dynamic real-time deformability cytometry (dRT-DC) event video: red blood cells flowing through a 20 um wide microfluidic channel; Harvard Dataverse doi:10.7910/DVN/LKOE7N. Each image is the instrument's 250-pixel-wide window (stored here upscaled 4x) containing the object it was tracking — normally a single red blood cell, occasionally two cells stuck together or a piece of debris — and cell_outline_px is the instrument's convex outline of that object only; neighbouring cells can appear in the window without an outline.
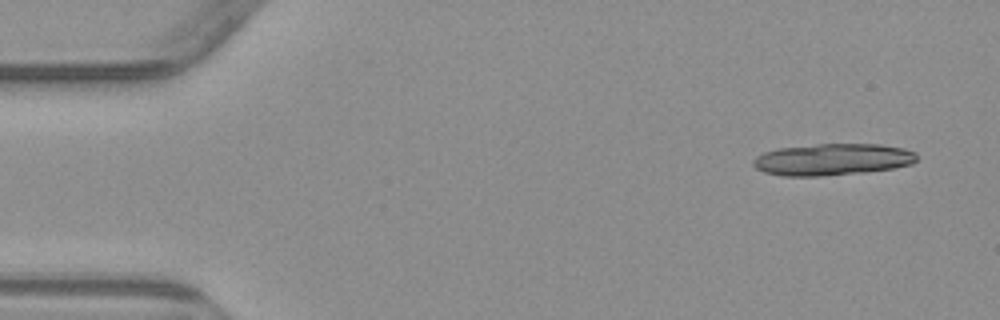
{"species": "common noctule bat (a hibernating species)", "species_latin": "Nyctalus noctula", "temperature_condition": "warm", "stored_images_in_passage": 3, "camera_frame_rate_fps": 3000, "um_per_image_px": 0.085, "animal": {"sex": "male", "body_mass_g": 23.1, "forearm_length_mm": 52.7}, "frame": {"image": 1, "passage_image": 1, "time_ms": 0.0, "image_size_px": [1000, 320], "cell_outline_px": [[916, 160], [912, 164], [892, 168], [864, 172], [820, 176], [780, 176], [764, 172], [756, 168], [752, 164], [752, 160], [756, 156], [764, 152], [776, 148], [816, 144], [880, 144], [904, 148], [916, 152]], "centroid_in_image_um": [70.72, 13.55], "position_along_channel_um": 14.3, "area_um2": 30.4}}